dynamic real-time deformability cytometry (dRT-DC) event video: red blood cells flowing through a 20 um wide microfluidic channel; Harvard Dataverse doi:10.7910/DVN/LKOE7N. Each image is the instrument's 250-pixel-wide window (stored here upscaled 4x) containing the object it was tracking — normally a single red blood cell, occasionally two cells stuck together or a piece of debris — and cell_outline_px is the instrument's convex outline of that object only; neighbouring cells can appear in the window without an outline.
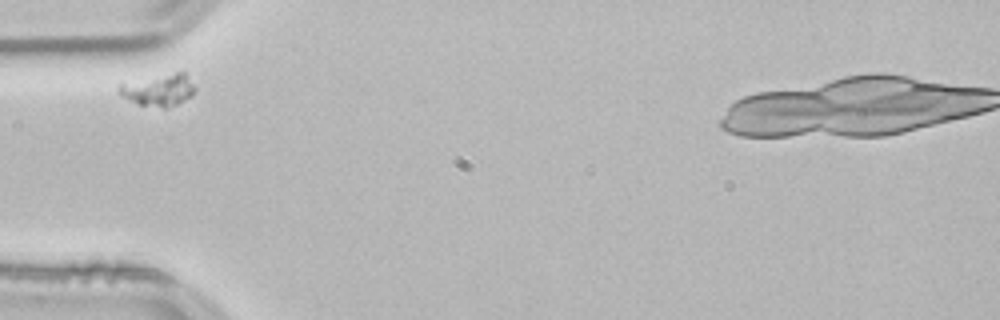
{"species": "common noctule bat (a hibernating species)", "species_latin": "Nyctalus noctula", "temperature_condition": "room temperature", "stored_images_in_passage": 31, "camera_frame_rate_fps": 3000, "um_per_image_px": 0.085, "animal": {"sex": "male", "body_mass_g": 21.5, "forearm_length_mm": 52.0}, "frame": {"image": 1, "passage_image": 1, "time_ms": 0.0, "image_size_px": [1000, 320], "cell_outline_px": [[196, 88], [192, 96], [168, 108], [164, 108], [136, 104], [120, 96], [116, 92], [116, 88], [120, 84], [176, 72], [184, 72]], "centroid_in_image_um": [13.46, 7.68], "position_along_channel_um": 71.5, "area_um2": 14.05}}
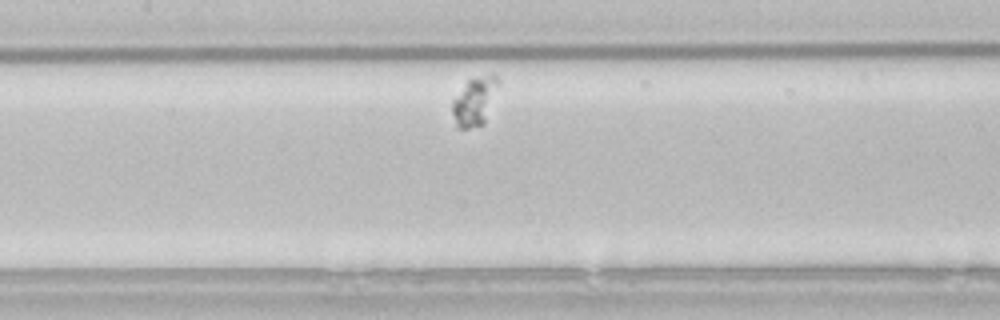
{"frame": {"image": 2, "passage_image": 10, "time_ms": 3.0, "image_size_px": [1000, 320], "cell_outline_px": [[500, 84], [484, 124], [468, 128], [456, 128], [452, 112], [452, 100], [468, 80], [492, 72], [500, 80]], "centroid_in_image_um": [40.37, 8.58], "position_along_channel_um": 167.0, "area_um2": 13.18}}
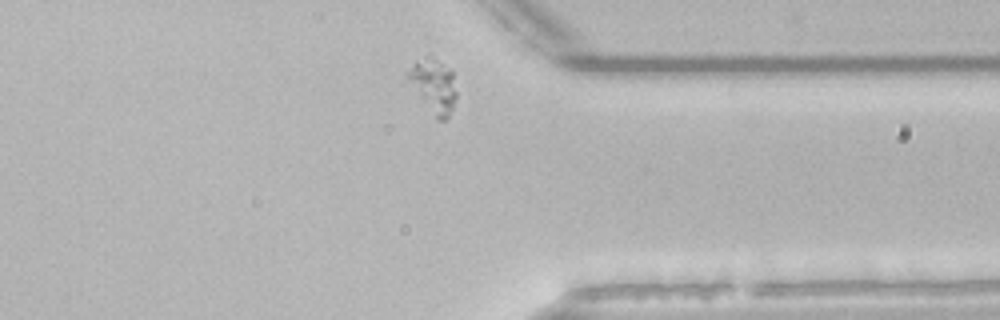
{"frame": {"image": 3, "passage_image": 29, "time_ms": 9.333, "image_size_px": [1000, 320], "cell_outline_px": [[456, 96], [452, 108], [448, 116], [444, 120], [436, 120], [408, 76], [408, 72], [416, 60], [428, 52], [452, 72], [456, 92]], "centroid_in_image_um": [36.89, 7.24], "position_along_channel_um": 374.5, "area_um2": 14.57}}